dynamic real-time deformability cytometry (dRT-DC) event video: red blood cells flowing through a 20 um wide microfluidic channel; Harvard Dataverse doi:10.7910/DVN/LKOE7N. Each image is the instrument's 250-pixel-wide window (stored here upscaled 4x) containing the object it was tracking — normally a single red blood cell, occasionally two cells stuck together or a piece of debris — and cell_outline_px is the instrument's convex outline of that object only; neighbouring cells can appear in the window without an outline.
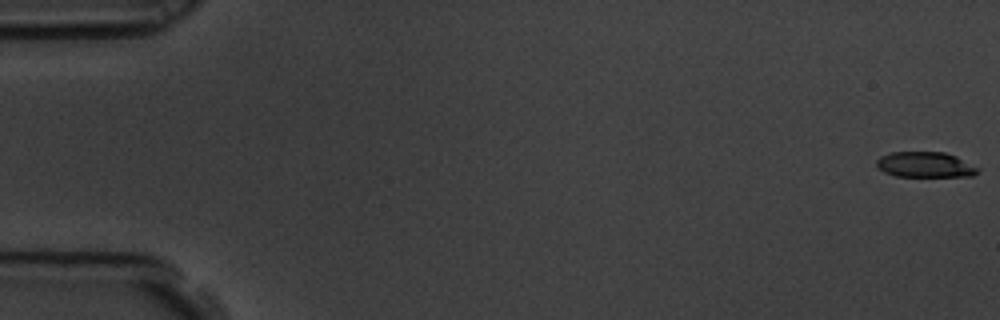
{"species": "common noctule bat (a hibernating species)", "species_latin": "Nyctalus noctula", "temperature_condition": "room temperature", "stored_images_in_passage": 5, "camera_frame_rate_fps": 3000, "um_per_image_px": 0.085, "animal": {"sex": "male", "body_mass_g": 19.5, "forearm_length_mm": 54.6}, "frame": {"image": 1, "passage_image": 1, "time_ms": 0.0, "image_size_px": [1000, 320], "cell_outline_px": [[980, 168], [972, 176], [896, 176], [884, 172], [876, 164], [876, 160], [880, 156], [892, 152], [944, 152], [956, 156]], "centroid_in_image_um": [78.63, 13.99], "position_along_channel_um": 6.4, "area_um2": 14.91}}
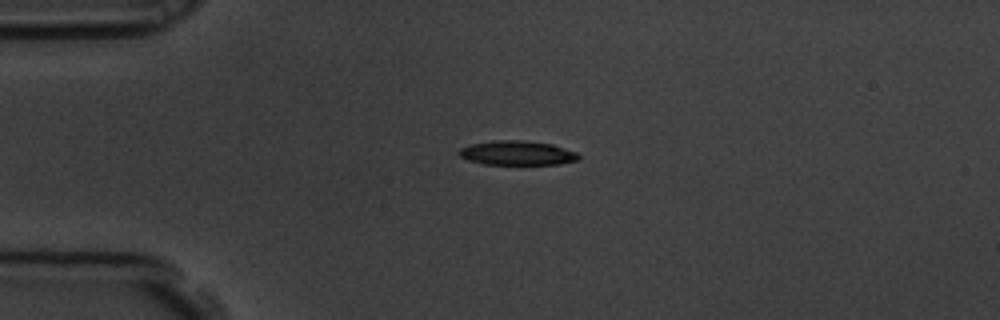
{"frame": {"image": 2, "passage_image": 4, "time_ms": 1.0, "image_size_px": [1000, 320], "cell_outline_px": [[580, 160], [560, 164], [484, 164], [468, 160], [460, 156], [456, 152], [460, 148], [472, 144], [492, 140], [524, 140], [552, 144], [576, 152], [580, 156]], "centroid_in_image_um": [43.96, 13.0], "position_along_channel_um": 41.0, "area_um2": 17.05}}